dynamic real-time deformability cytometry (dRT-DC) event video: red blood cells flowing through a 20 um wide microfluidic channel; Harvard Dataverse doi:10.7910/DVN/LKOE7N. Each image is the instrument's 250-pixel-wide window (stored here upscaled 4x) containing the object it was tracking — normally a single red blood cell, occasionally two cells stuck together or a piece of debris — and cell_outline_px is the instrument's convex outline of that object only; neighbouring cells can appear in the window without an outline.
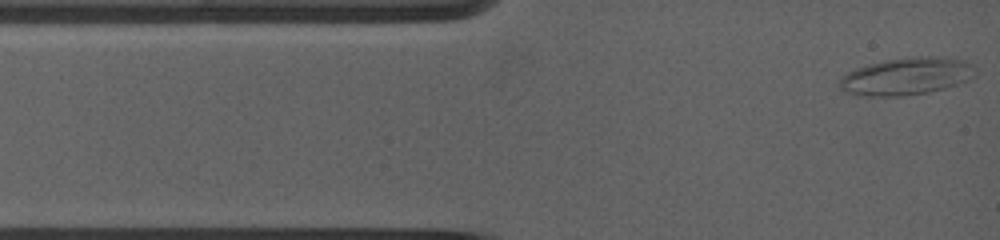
{"species": "common noctule bat (a hibernating species)", "species_latin": "Nyctalus noctula", "temperature_condition": "warm", "stored_images_in_passage": 10, "segment_of_instrument_passage": [1, 2], "camera_frame_rate_fps": 5000, "um_per_image_px": 0.085, "animal": {"sex": "female", "body_mass_g": 19.0, "forearm_length_mm": 53.3}, "frame": {"image": 1, "passage_image": 1, "time_ms": 0.0, "image_size_px": [1000, 240], "cell_outline_px": [[976, 76], [968, 80], [944, 88], [928, 92], [900, 96], [864, 96], [844, 92], [836, 84], [848, 72], [856, 68], [868, 64], [888, 60], [912, 56], [948, 56], [964, 60], [972, 64], [976, 68]], "centroid_in_image_um": [77.08, 6.47], "position_along_channel_um": 7.9, "area_um2": 29.82}}
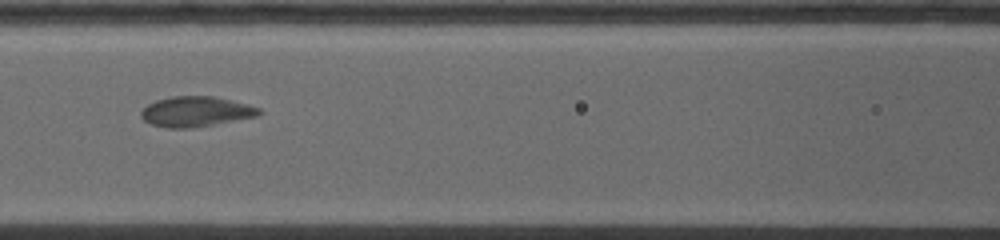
{"frame": {"image": 2, "passage_image": 6, "time_ms": 5.0, "image_size_px": [1000, 240], "cell_outline_px": [[264, 112], [260, 116], [192, 128], [168, 128], [152, 124], [144, 120], [140, 116], [140, 112], [148, 104], [156, 100], [172, 96], [216, 96], [248, 104], [260, 108]], "centroid_in_image_um": [16.7, 9.48], "position_along_channel_um": 149.9, "area_um2": 20.98}}
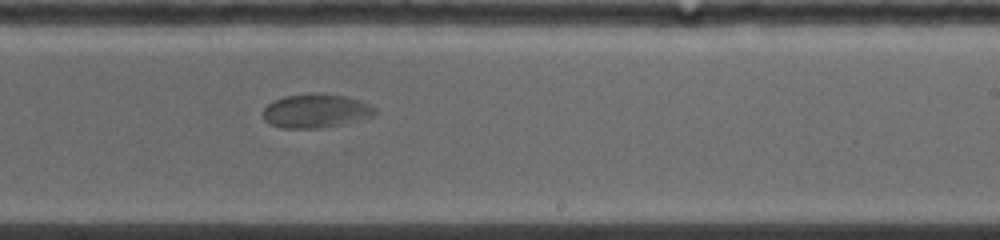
{"frame": {"image": 3, "passage_image": 9, "time_ms": 8.0, "image_size_px": [1000, 240], "cell_outline_px": [[376, 112], [372, 116], [340, 124], [320, 128], [280, 128], [268, 124], [264, 120], [264, 108], [268, 104], [284, 96], [308, 92], [316, 92], [344, 96], [368, 104], [376, 108]], "centroid_in_image_um": [26.79, 9.42], "position_along_channel_um": 262.2, "area_um2": 21.96}}